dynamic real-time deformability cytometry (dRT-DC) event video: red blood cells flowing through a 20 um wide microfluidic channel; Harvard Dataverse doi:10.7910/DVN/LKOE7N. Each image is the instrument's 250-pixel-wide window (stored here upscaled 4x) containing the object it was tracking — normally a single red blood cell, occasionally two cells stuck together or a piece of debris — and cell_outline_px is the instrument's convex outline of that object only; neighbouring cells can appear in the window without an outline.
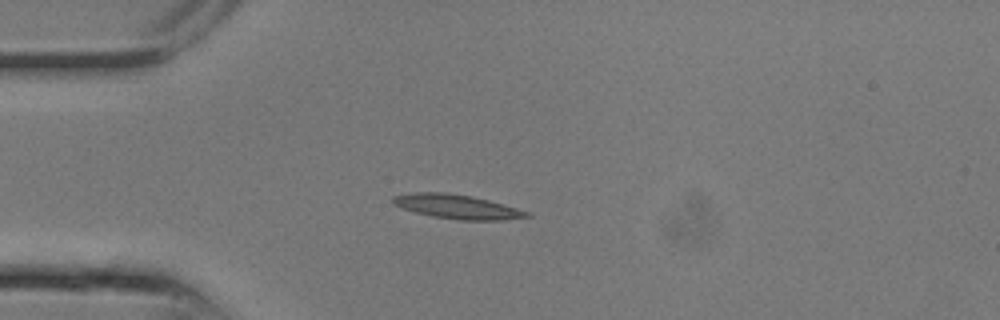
{"species": "common noctule bat (a hibernating species)", "species_latin": "Nyctalus noctula", "temperature_condition": "room temperature", "stored_images_in_passage": 13, "camera_frame_rate_fps": 3000, "um_per_image_px": 0.085, "animal": {"sex": "male", "body_mass_g": 13.3}, "frame": {"image": 1, "passage_image": 5, "time_ms": 1.333, "image_size_px": [1000, 320], "cell_outline_px": [[532, 216], [500, 220], [460, 220], [432, 216], [416, 212], [404, 208], [396, 204], [392, 200], [392, 196], [412, 192], [444, 192], [472, 196], [488, 200], [532, 212]], "centroid_in_image_um": [38.89, 17.56], "position_along_channel_um": 46.1, "area_um2": 18.73}}
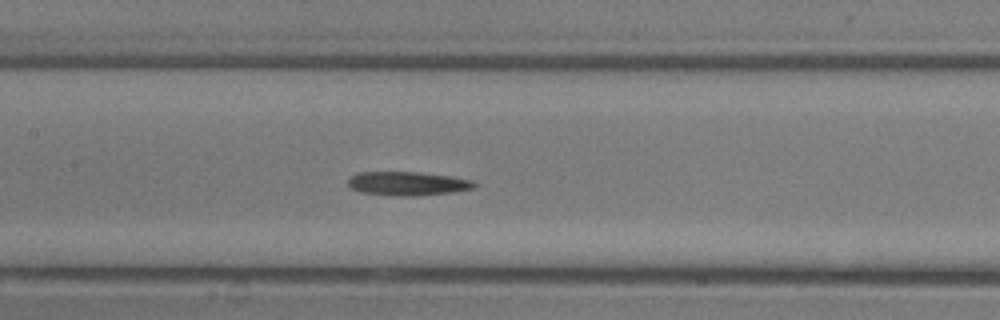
{"frame": {"image": 2, "passage_image": 10, "time_ms": 3.0, "image_size_px": [1000, 320], "cell_outline_px": [[476, 188], [452, 192], [412, 196], [400, 196], [360, 192], [352, 188], [348, 184], [348, 176], [356, 172], [416, 172], [452, 176], [472, 180], [476, 184]], "centroid_in_image_um": [34.63, 15.59], "position_along_channel_um": 172.8, "area_um2": 17.57}}
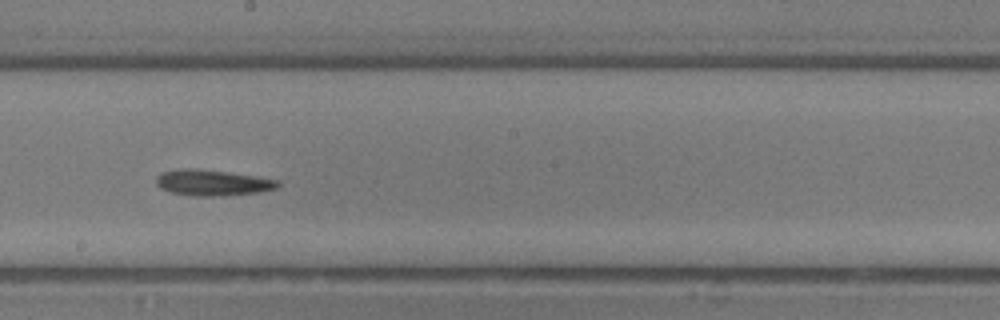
{"frame": {"image": 3, "passage_image": 12, "time_ms": 3.667, "image_size_px": [1000, 320], "cell_outline_px": [[280, 184], [276, 188], [256, 192], [220, 196], [196, 196], [172, 192], [160, 188], [156, 184], [156, 176], [160, 172], [180, 168], [196, 168], [256, 176], [280, 180]], "centroid_in_image_um": [18.02, 15.51], "position_along_channel_um": 230.2, "area_um2": 18.32}}